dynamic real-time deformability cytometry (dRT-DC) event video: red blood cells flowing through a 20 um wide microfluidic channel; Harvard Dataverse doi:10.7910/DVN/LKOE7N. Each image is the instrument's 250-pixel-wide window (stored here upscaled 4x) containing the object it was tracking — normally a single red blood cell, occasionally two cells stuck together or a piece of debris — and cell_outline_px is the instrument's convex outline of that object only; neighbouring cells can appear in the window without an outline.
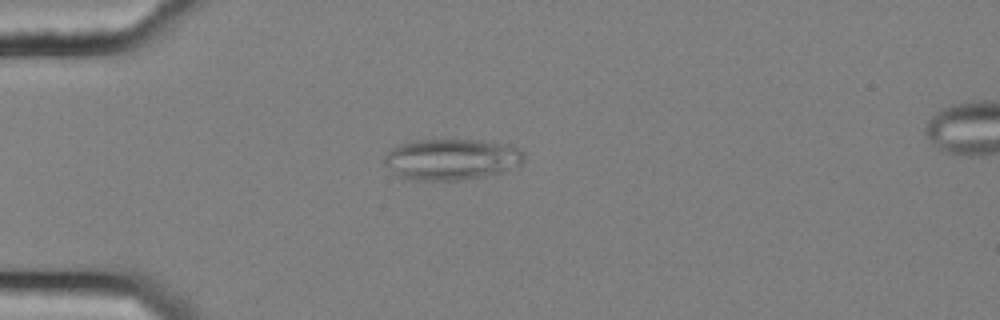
{"species": "common noctule bat (a hibernating species)", "species_latin": "Nyctalus noctula", "temperature_condition": "cold", "stored_images_in_passage": 41, "camera_frame_rate_fps": 3000, "um_per_image_px": 0.085, "animal": {"sex": "female", "body_mass_g": 25.1}, "frame": {"image": 1, "passage_image": 1, "time_ms": 0.0, "image_size_px": [1000, 320], "cell_outline_px": [[524, 160], [520, 164], [500, 172], [484, 176], [460, 180], [404, 180], [396, 176], [384, 164], [384, 156], [392, 148], [400, 144], [416, 140], [480, 140], [512, 144], [524, 156]], "centroid_in_image_um": [38.32, 13.55], "position_along_channel_um": 46.7, "area_um2": 33.58}}
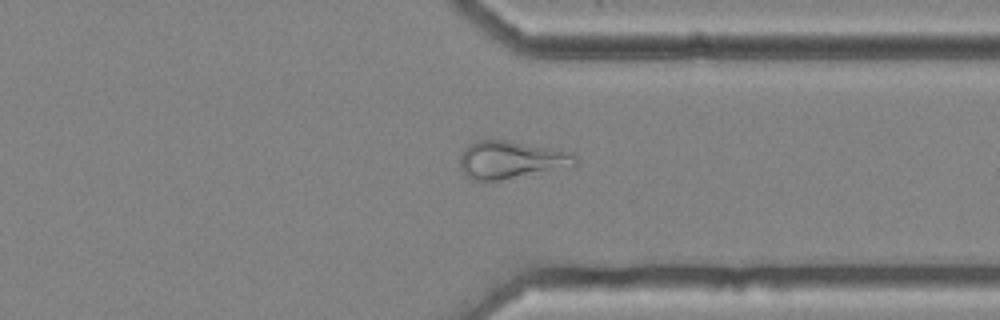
{"frame": {"image": 2, "passage_image": 29, "time_ms": 9.333, "image_size_px": [1000, 320], "cell_outline_px": [[576, 164], [500, 180], [472, 180], [460, 168], [460, 156], [464, 148], [476, 140], [504, 140], [572, 152], [576, 156]], "centroid_in_image_um": [43.36, 13.57], "position_along_channel_um": 368.0, "area_um2": 24.57}}
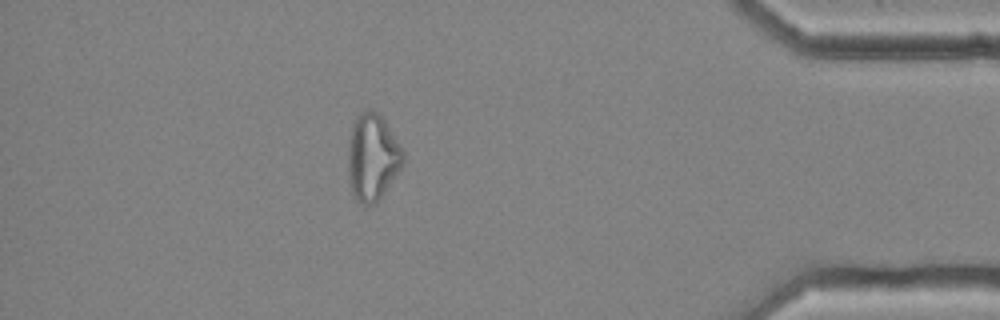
{"frame": {"image": 3, "passage_image": 35, "time_ms": 11.333, "image_size_px": [1000, 320], "cell_outline_px": [[404, 164], [380, 200], [376, 204], [360, 204], [356, 200], [348, 184], [348, 144], [352, 128], [356, 116], [372, 108], [384, 120], [404, 152]], "centroid_in_image_um": [31.65, 13.42], "position_along_channel_um": 403.5, "area_um2": 27.98}, "authors_computed_cell_mechanics": {"area_um2": 24.2182, "velocity_mm_per_s": 3.6758, "shape_relaxation_time_tau1_ms": null, "shape_relaxation_time_tau2_ms": 3.3503, "deformation_change_tau1": null, "deformation_change_tau2": 0.1177}}